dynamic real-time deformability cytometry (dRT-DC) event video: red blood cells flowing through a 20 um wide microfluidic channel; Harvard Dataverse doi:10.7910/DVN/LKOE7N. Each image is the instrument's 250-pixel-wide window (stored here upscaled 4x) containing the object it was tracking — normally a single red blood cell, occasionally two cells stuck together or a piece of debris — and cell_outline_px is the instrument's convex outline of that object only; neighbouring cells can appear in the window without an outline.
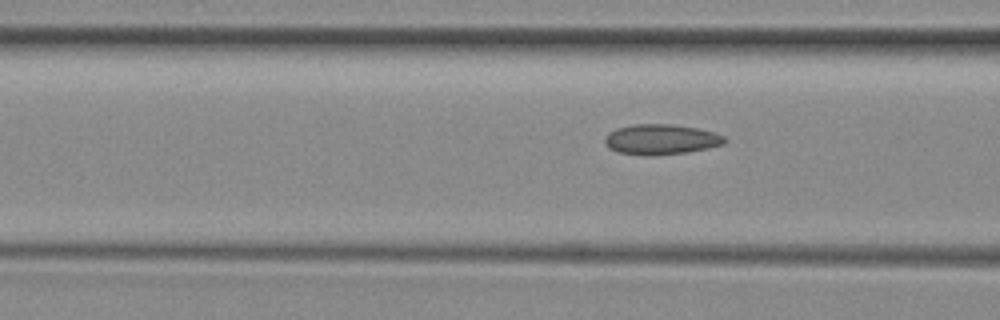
{"species": "common noctule bat (a hibernating species)", "species_latin": "Nyctalus noctula", "temperature_condition": "room temperature", "stored_images_in_passage": 4, "camera_frame_rate_fps": 3000, "um_per_image_px": 0.085, "animal": {"sex": "female", "body_mass_g": 29.2, "forearm_length_mm": 56.3}, "frame": {"image": 1, "passage_image": 4, "time_ms": 4.0, "image_size_px": [1000, 320], "cell_outline_px": [[728, 140], [724, 144], [708, 148], [688, 152], [652, 156], [644, 156], [620, 152], [608, 148], [604, 144], [604, 140], [608, 132], [616, 128], [632, 124], [672, 124], [696, 128], [712, 132], [724, 136]], "centroid_in_image_um": [56.16, 11.85], "position_along_channel_um": 110.4, "area_um2": 21.33}}